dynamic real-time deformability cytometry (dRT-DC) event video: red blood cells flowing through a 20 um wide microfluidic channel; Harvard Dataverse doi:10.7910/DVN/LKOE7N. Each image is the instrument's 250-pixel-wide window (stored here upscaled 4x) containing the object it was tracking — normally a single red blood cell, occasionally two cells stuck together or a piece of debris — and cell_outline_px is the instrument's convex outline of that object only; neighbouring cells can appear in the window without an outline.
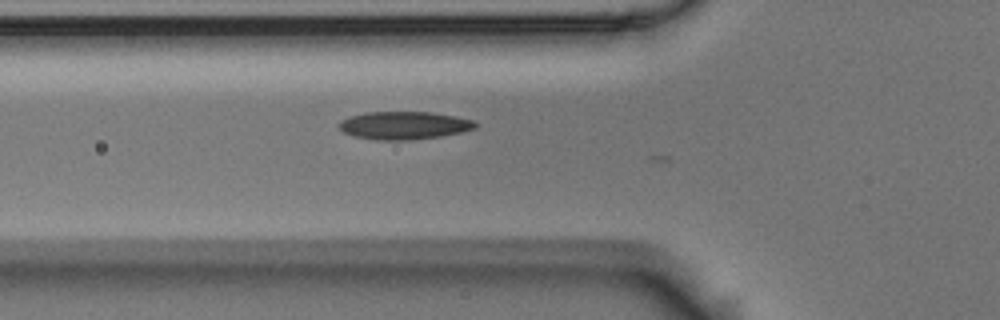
{"species": "Egyptian fruit bat (a non-hibernating species)", "species_latin": "Rousettus aegyptiacus", "temperature_condition": "room temperature", "stored_images_in_passage": 4, "camera_frame_rate_fps": 3000, "um_per_image_px": 0.085, "animal": {"sex": "male"}, "frame": {"image": 1, "passage_image": 3, "time_ms": 0.667, "image_size_px": [1000, 320], "cell_outline_px": [[476, 128], [464, 132], [440, 136], [408, 140], [376, 140], [352, 136], [344, 132], [336, 124], [340, 120], [364, 112], [432, 112], [456, 116], [476, 120]], "centroid_in_image_um": [34.35, 10.66], "position_along_channel_um": 91.4, "area_um2": 22.37}}